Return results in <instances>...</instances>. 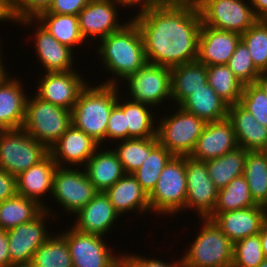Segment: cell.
Instances as JSON below:
<instances>
[{
    "label": "cell",
    "instance_id": "1",
    "mask_svg": "<svg viewBox=\"0 0 267 267\" xmlns=\"http://www.w3.org/2000/svg\"><path fill=\"white\" fill-rule=\"evenodd\" d=\"M137 24L148 63L172 68L197 61L201 15L195 3H157L139 10Z\"/></svg>",
    "mask_w": 267,
    "mask_h": 267
},
{
    "label": "cell",
    "instance_id": "2",
    "mask_svg": "<svg viewBox=\"0 0 267 267\" xmlns=\"http://www.w3.org/2000/svg\"><path fill=\"white\" fill-rule=\"evenodd\" d=\"M98 42L96 51L102 59L101 64L114 75L102 84L119 86L118 81H124L148 63L141 32L132 19L122 29Z\"/></svg>",
    "mask_w": 267,
    "mask_h": 267
},
{
    "label": "cell",
    "instance_id": "3",
    "mask_svg": "<svg viewBox=\"0 0 267 267\" xmlns=\"http://www.w3.org/2000/svg\"><path fill=\"white\" fill-rule=\"evenodd\" d=\"M89 85V86H88ZM118 86L90 84L80 92L78 100L72 108V124L92 137L102 146L106 142L108 119L113 107L117 104V96L121 93Z\"/></svg>",
    "mask_w": 267,
    "mask_h": 267
},
{
    "label": "cell",
    "instance_id": "4",
    "mask_svg": "<svg viewBox=\"0 0 267 267\" xmlns=\"http://www.w3.org/2000/svg\"><path fill=\"white\" fill-rule=\"evenodd\" d=\"M182 257L185 267H232L234 243L208 218Z\"/></svg>",
    "mask_w": 267,
    "mask_h": 267
},
{
    "label": "cell",
    "instance_id": "5",
    "mask_svg": "<svg viewBox=\"0 0 267 267\" xmlns=\"http://www.w3.org/2000/svg\"><path fill=\"white\" fill-rule=\"evenodd\" d=\"M33 95L27 99L22 129L49 149L72 125V112Z\"/></svg>",
    "mask_w": 267,
    "mask_h": 267
},
{
    "label": "cell",
    "instance_id": "6",
    "mask_svg": "<svg viewBox=\"0 0 267 267\" xmlns=\"http://www.w3.org/2000/svg\"><path fill=\"white\" fill-rule=\"evenodd\" d=\"M186 197L185 156H174L164 167L155 188L148 195L150 210L158 215H177V212L185 209Z\"/></svg>",
    "mask_w": 267,
    "mask_h": 267
},
{
    "label": "cell",
    "instance_id": "7",
    "mask_svg": "<svg viewBox=\"0 0 267 267\" xmlns=\"http://www.w3.org/2000/svg\"><path fill=\"white\" fill-rule=\"evenodd\" d=\"M49 154V149L25 130H0V168L17 177Z\"/></svg>",
    "mask_w": 267,
    "mask_h": 267
},
{
    "label": "cell",
    "instance_id": "8",
    "mask_svg": "<svg viewBox=\"0 0 267 267\" xmlns=\"http://www.w3.org/2000/svg\"><path fill=\"white\" fill-rule=\"evenodd\" d=\"M177 108L175 113L158 120L156 137L174 156H189L206 122L180 106Z\"/></svg>",
    "mask_w": 267,
    "mask_h": 267
},
{
    "label": "cell",
    "instance_id": "9",
    "mask_svg": "<svg viewBox=\"0 0 267 267\" xmlns=\"http://www.w3.org/2000/svg\"><path fill=\"white\" fill-rule=\"evenodd\" d=\"M202 24L239 34L246 32L258 19L246 0H197Z\"/></svg>",
    "mask_w": 267,
    "mask_h": 267
},
{
    "label": "cell",
    "instance_id": "10",
    "mask_svg": "<svg viewBox=\"0 0 267 267\" xmlns=\"http://www.w3.org/2000/svg\"><path fill=\"white\" fill-rule=\"evenodd\" d=\"M57 166L52 184V193L56 203L64 211L75 215L86 206L97 194L98 190L87 177L82 168Z\"/></svg>",
    "mask_w": 267,
    "mask_h": 267
},
{
    "label": "cell",
    "instance_id": "11",
    "mask_svg": "<svg viewBox=\"0 0 267 267\" xmlns=\"http://www.w3.org/2000/svg\"><path fill=\"white\" fill-rule=\"evenodd\" d=\"M70 228L60 234L68 244L73 267H119L122 264V256L113 255L112 248L102 240L105 236Z\"/></svg>",
    "mask_w": 267,
    "mask_h": 267
},
{
    "label": "cell",
    "instance_id": "12",
    "mask_svg": "<svg viewBox=\"0 0 267 267\" xmlns=\"http://www.w3.org/2000/svg\"><path fill=\"white\" fill-rule=\"evenodd\" d=\"M131 100L153 106L161 105L164 100H172L171 69L166 66L147 63L135 74L127 77ZM162 102V103H161Z\"/></svg>",
    "mask_w": 267,
    "mask_h": 267
},
{
    "label": "cell",
    "instance_id": "13",
    "mask_svg": "<svg viewBox=\"0 0 267 267\" xmlns=\"http://www.w3.org/2000/svg\"><path fill=\"white\" fill-rule=\"evenodd\" d=\"M185 171L187 177L185 210L194 208L196 216L208 218L215 208L218 189L209 176L206 162L185 156Z\"/></svg>",
    "mask_w": 267,
    "mask_h": 267
},
{
    "label": "cell",
    "instance_id": "14",
    "mask_svg": "<svg viewBox=\"0 0 267 267\" xmlns=\"http://www.w3.org/2000/svg\"><path fill=\"white\" fill-rule=\"evenodd\" d=\"M49 211H44L35 220L7 230L10 265L30 263L35 251L51 236L48 233L46 217L53 219Z\"/></svg>",
    "mask_w": 267,
    "mask_h": 267
},
{
    "label": "cell",
    "instance_id": "15",
    "mask_svg": "<svg viewBox=\"0 0 267 267\" xmlns=\"http://www.w3.org/2000/svg\"><path fill=\"white\" fill-rule=\"evenodd\" d=\"M120 6L123 7L116 0H90L78 14L79 29L85 42H93L98 37L101 40L110 33L119 31L131 20L128 19L125 24L119 22L117 7Z\"/></svg>",
    "mask_w": 267,
    "mask_h": 267
},
{
    "label": "cell",
    "instance_id": "16",
    "mask_svg": "<svg viewBox=\"0 0 267 267\" xmlns=\"http://www.w3.org/2000/svg\"><path fill=\"white\" fill-rule=\"evenodd\" d=\"M77 70L48 72L39 79L35 95L53 105L72 110L87 81ZM85 81V82H84Z\"/></svg>",
    "mask_w": 267,
    "mask_h": 267
},
{
    "label": "cell",
    "instance_id": "17",
    "mask_svg": "<svg viewBox=\"0 0 267 267\" xmlns=\"http://www.w3.org/2000/svg\"><path fill=\"white\" fill-rule=\"evenodd\" d=\"M34 21L37 26H35L33 42L38 61L45 69L44 72H66L76 69H72V65L74 66L73 49L58 42L35 18H25L17 23H20L21 26L27 25V28L28 26L34 28L32 26Z\"/></svg>",
    "mask_w": 267,
    "mask_h": 267
},
{
    "label": "cell",
    "instance_id": "18",
    "mask_svg": "<svg viewBox=\"0 0 267 267\" xmlns=\"http://www.w3.org/2000/svg\"><path fill=\"white\" fill-rule=\"evenodd\" d=\"M99 147L98 142L72 124L49 148V154L57 166L82 168Z\"/></svg>",
    "mask_w": 267,
    "mask_h": 267
},
{
    "label": "cell",
    "instance_id": "19",
    "mask_svg": "<svg viewBox=\"0 0 267 267\" xmlns=\"http://www.w3.org/2000/svg\"><path fill=\"white\" fill-rule=\"evenodd\" d=\"M208 219L233 242L258 234L263 223L267 220V208L253 206L240 210H231L223 213H212Z\"/></svg>",
    "mask_w": 267,
    "mask_h": 267
},
{
    "label": "cell",
    "instance_id": "20",
    "mask_svg": "<svg viewBox=\"0 0 267 267\" xmlns=\"http://www.w3.org/2000/svg\"><path fill=\"white\" fill-rule=\"evenodd\" d=\"M238 147L234 126L226 118L207 122L189 157L208 161L224 155Z\"/></svg>",
    "mask_w": 267,
    "mask_h": 267
},
{
    "label": "cell",
    "instance_id": "21",
    "mask_svg": "<svg viewBox=\"0 0 267 267\" xmlns=\"http://www.w3.org/2000/svg\"><path fill=\"white\" fill-rule=\"evenodd\" d=\"M240 40L241 34L237 32L218 30L201 24L197 61L206 66L227 65Z\"/></svg>",
    "mask_w": 267,
    "mask_h": 267
},
{
    "label": "cell",
    "instance_id": "22",
    "mask_svg": "<svg viewBox=\"0 0 267 267\" xmlns=\"http://www.w3.org/2000/svg\"><path fill=\"white\" fill-rule=\"evenodd\" d=\"M119 217L120 214L115 210L105 192H98L86 206L75 214L76 222L72 227L83 233L104 236L111 231V228H114L112 226Z\"/></svg>",
    "mask_w": 267,
    "mask_h": 267
},
{
    "label": "cell",
    "instance_id": "23",
    "mask_svg": "<svg viewBox=\"0 0 267 267\" xmlns=\"http://www.w3.org/2000/svg\"><path fill=\"white\" fill-rule=\"evenodd\" d=\"M57 168L56 162L52 156L48 154L38 164L31 166L16 177L17 193L29 199L37 201L42 205L45 211H51V208L44 204L41 200L43 195L47 196V192L52 193L53 176Z\"/></svg>",
    "mask_w": 267,
    "mask_h": 267
},
{
    "label": "cell",
    "instance_id": "24",
    "mask_svg": "<svg viewBox=\"0 0 267 267\" xmlns=\"http://www.w3.org/2000/svg\"><path fill=\"white\" fill-rule=\"evenodd\" d=\"M22 86L21 80L9 75L0 82V130L22 128L28 99Z\"/></svg>",
    "mask_w": 267,
    "mask_h": 267
},
{
    "label": "cell",
    "instance_id": "25",
    "mask_svg": "<svg viewBox=\"0 0 267 267\" xmlns=\"http://www.w3.org/2000/svg\"><path fill=\"white\" fill-rule=\"evenodd\" d=\"M228 119L234 126L239 147L246 151H265L267 149V127L261 125L239 103L228 106Z\"/></svg>",
    "mask_w": 267,
    "mask_h": 267
},
{
    "label": "cell",
    "instance_id": "26",
    "mask_svg": "<svg viewBox=\"0 0 267 267\" xmlns=\"http://www.w3.org/2000/svg\"><path fill=\"white\" fill-rule=\"evenodd\" d=\"M105 194L120 216L125 212L138 211V214L142 213V216L147 211L151 212L148 194L141 188L133 174H125L108 188Z\"/></svg>",
    "mask_w": 267,
    "mask_h": 267
},
{
    "label": "cell",
    "instance_id": "27",
    "mask_svg": "<svg viewBox=\"0 0 267 267\" xmlns=\"http://www.w3.org/2000/svg\"><path fill=\"white\" fill-rule=\"evenodd\" d=\"M84 170L99 192H105L126 174L122 163L111 148H98L86 162Z\"/></svg>",
    "mask_w": 267,
    "mask_h": 267
},
{
    "label": "cell",
    "instance_id": "28",
    "mask_svg": "<svg viewBox=\"0 0 267 267\" xmlns=\"http://www.w3.org/2000/svg\"><path fill=\"white\" fill-rule=\"evenodd\" d=\"M179 106L206 123L228 118L229 105L217 95L208 83L189 95Z\"/></svg>",
    "mask_w": 267,
    "mask_h": 267
},
{
    "label": "cell",
    "instance_id": "29",
    "mask_svg": "<svg viewBox=\"0 0 267 267\" xmlns=\"http://www.w3.org/2000/svg\"><path fill=\"white\" fill-rule=\"evenodd\" d=\"M170 69L172 100L177 106L208 83L207 66L198 61L177 65Z\"/></svg>",
    "mask_w": 267,
    "mask_h": 267
},
{
    "label": "cell",
    "instance_id": "30",
    "mask_svg": "<svg viewBox=\"0 0 267 267\" xmlns=\"http://www.w3.org/2000/svg\"><path fill=\"white\" fill-rule=\"evenodd\" d=\"M120 99L122 100L119 94L117 96V105L124 111V115L126 116L128 139L156 137L157 127L154 124H157V120L154 118L153 107L131 99L125 100L122 103Z\"/></svg>",
    "mask_w": 267,
    "mask_h": 267
},
{
    "label": "cell",
    "instance_id": "31",
    "mask_svg": "<svg viewBox=\"0 0 267 267\" xmlns=\"http://www.w3.org/2000/svg\"><path fill=\"white\" fill-rule=\"evenodd\" d=\"M45 211L37 201L16 195L0 202V228L9 230L20 224L35 220Z\"/></svg>",
    "mask_w": 267,
    "mask_h": 267
},
{
    "label": "cell",
    "instance_id": "32",
    "mask_svg": "<svg viewBox=\"0 0 267 267\" xmlns=\"http://www.w3.org/2000/svg\"><path fill=\"white\" fill-rule=\"evenodd\" d=\"M243 176L256 205L267 208V154L247 151Z\"/></svg>",
    "mask_w": 267,
    "mask_h": 267
},
{
    "label": "cell",
    "instance_id": "33",
    "mask_svg": "<svg viewBox=\"0 0 267 267\" xmlns=\"http://www.w3.org/2000/svg\"><path fill=\"white\" fill-rule=\"evenodd\" d=\"M246 156L247 151L238 146L220 157L205 161L209 176L218 190L243 175Z\"/></svg>",
    "mask_w": 267,
    "mask_h": 267
},
{
    "label": "cell",
    "instance_id": "34",
    "mask_svg": "<svg viewBox=\"0 0 267 267\" xmlns=\"http://www.w3.org/2000/svg\"><path fill=\"white\" fill-rule=\"evenodd\" d=\"M58 42L71 49L85 43L79 29L78 16L39 14L35 18Z\"/></svg>",
    "mask_w": 267,
    "mask_h": 267
},
{
    "label": "cell",
    "instance_id": "35",
    "mask_svg": "<svg viewBox=\"0 0 267 267\" xmlns=\"http://www.w3.org/2000/svg\"><path fill=\"white\" fill-rule=\"evenodd\" d=\"M112 150L122 163L126 174H133L146 160L150 152L159 144L157 137L130 138L118 142Z\"/></svg>",
    "mask_w": 267,
    "mask_h": 267
},
{
    "label": "cell",
    "instance_id": "36",
    "mask_svg": "<svg viewBox=\"0 0 267 267\" xmlns=\"http://www.w3.org/2000/svg\"><path fill=\"white\" fill-rule=\"evenodd\" d=\"M207 82L228 105L239 103L244 84L227 65L207 66Z\"/></svg>",
    "mask_w": 267,
    "mask_h": 267
},
{
    "label": "cell",
    "instance_id": "37",
    "mask_svg": "<svg viewBox=\"0 0 267 267\" xmlns=\"http://www.w3.org/2000/svg\"><path fill=\"white\" fill-rule=\"evenodd\" d=\"M33 267H73L66 239L61 234L51 235L34 253Z\"/></svg>",
    "mask_w": 267,
    "mask_h": 267
},
{
    "label": "cell",
    "instance_id": "38",
    "mask_svg": "<svg viewBox=\"0 0 267 267\" xmlns=\"http://www.w3.org/2000/svg\"><path fill=\"white\" fill-rule=\"evenodd\" d=\"M256 206L250 195L244 176H238L224 188L218 190L217 202L213 213H223Z\"/></svg>",
    "mask_w": 267,
    "mask_h": 267
},
{
    "label": "cell",
    "instance_id": "39",
    "mask_svg": "<svg viewBox=\"0 0 267 267\" xmlns=\"http://www.w3.org/2000/svg\"><path fill=\"white\" fill-rule=\"evenodd\" d=\"M174 157L164 146L158 144L142 165L133 173L141 188L149 195L156 186L161 172Z\"/></svg>",
    "mask_w": 267,
    "mask_h": 267
},
{
    "label": "cell",
    "instance_id": "40",
    "mask_svg": "<svg viewBox=\"0 0 267 267\" xmlns=\"http://www.w3.org/2000/svg\"><path fill=\"white\" fill-rule=\"evenodd\" d=\"M255 67L267 73V20H257L246 32L241 34Z\"/></svg>",
    "mask_w": 267,
    "mask_h": 267
},
{
    "label": "cell",
    "instance_id": "41",
    "mask_svg": "<svg viewBox=\"0 0 267 267\" xmlns=\"http://www.w3.org/2000/svg\"><path fill=\"white\" fill-rule=\"evenodd\" d=\"M264 259L259 233L234 243L232 267H257Z\"/></svg>",
    "mask_w": 267,
    "mask_h": 267
},
{
    "label": "cell",
    "instance_id": "42",
    "mask_svg": "<svg viewBox=\"0 0 267 267\" xmlns=\"http://www.w3.org/2000/svg\"><path fill=\"white\" fill-rule=\"evenodd\" d=\"M227 66L245 85L255 83L261 72L255 67L246 44L240 40Z\"/></svg>",
    "mask_w": 267,
    "mask_h": 267
},
{
    "label": "cell",
    "instance_id": "43",
    "mask_svg": "<svg viewBox=\"0 0 267 267\" xmlns=\"http://www.w3.org/2000/svg\"><path fill=\"white\" fill-rule=\"evenodd\" d=\"M239 104L267 127V95L256 83L243 86Z\"/></svg>",
    "mask_w": 267,
    "mask_h": 267
},
{
    "label": "cell",
    "instance_id": "44",
    "mask_svg": "<svg viewBox=\"0 0 267 267\" xmlns=\"http://www.w3.org/2000/svg\"><path fill=\"white\" fill-rule=\"evenodd\" d=\"M54 0H13V11L17 21L25 18H36L47 11Z\"/></svg>",
    "mask_w": 267,
    "mask_h": 267
},
{
    "label": "cell",
    "instance_id": "45",
    "mask_svg": "<svg viewBox=\"0 0 267 267\" xmlns=\"http://www.w3.org/2000/svg\"><path fill=\"white\" fill-rule=\"evenodd\" d=\"M112 139L126 140L128 139V127H126V116L124 111L116 104L109 116L106 129V141Z\"/></svg>",
    "mask_w": 267,
    "mask_h": 267
},
{
    "label": "cell",
    "instance_id": "46",
    "mask_svg": "<svg viewBox=\"0 0 267 267\" xmlns=\"http://www.w3.org/2000/svg\"><path fill=\"white\" fill-rule=\"evenodd\" d=\"M122 256V264L125 267H185L183 259L180 258L174 263L171 264L162 261L159 258H146L140 255L134 254H121ZM161 260V261H160Z\"/></svg>",
    "mask_w": 267,
    "mask_h": 267
},
{
    "label": "cell",
    "instance_id": "47",
    "mask_svg": "<svg viewBox=\"0 0 267 267\" xmlns=\"http://www.w3.org/2000/svg\"><path fill=\"white\" fill-rule=\"evenodd\" d=\"M90 0H54L47 11L40 14L75 15L84 9Z\"/></svg>",
    "mask_w": 267,
    "mask_h": 267
},
{
    "label": "cell",
    "instance_id": "48",
    "mask_svg": "<svg viewBox=\"0 0 267 267\" xmlns=\"http://www.w3.org/2000/svg\"><path fill=\"white\" fill-rule=\"evenodd\" d=\"M16 177L0 168V202L16 196Z\"/></svg>",
    "mask_w": 267,
    "mask_h": 267
},
{
    "label": "cell",
    "instance_id": "49",
    "mask_svg": "<svg viewBox=\"0 0 267 267\" xmlns=\"http://www.w3.org/2000/svg\"><path fill=\"white\" fill-rule=\"evenodd\" d=\"M10 266L7 230L0 228V267Z\"/></svg>",
    "mask_w": 267,
    "mask_h": 267
},
{
    "label": "cell",
    "instance_id": "50",
    "mask_svg": "<svg viewBox=\"0 0 267 267\" xmlns=\"http://www.w3.org/2000/svg\"><path fill=\"white\" fill-rule=\"evenodd\" d=\"M18 22L13 11V0H0V22Z\"/></svg>",
    "mask_w": 267,
    "mask_h": 267
},
{
    "label": "cell",
    "instance_id": "51",
    "mask_svg": "<svg viewBox=\"0 0 267 267\" xmlns=\"http://www.w3.org/2000/svg\"><path fill=\"white\" fill-rule=\"evenodd\" d=\"M258 20H267V0H248Z\"/></svg>",
    "mask_w": 267,
    "mask_h": 267
},
{
    "label": "cell",
    "instance_id": "52",
    "mask_svg": "<svg viewBox=\"0 0 267 267\" xmlns=\"http://www.w3.org/2000/svg\"><path fill=\"white\" fill-rule=\"evenodd\" d=\"M118 1L120 4H122L123 6H128V8L130 7H134V6H138L140 7L139 10L145 9L149 6H153L157 3H160L158 0H116Z\"/></svg>",
    "mask_w": 267,
    "mask_h": 267
},
{
    "label": "cell",
    "instance_id": "53",
    "mask_svg": "<svg viewBox=\"0 0 267 267\" xmlns=\"http://www.w3.org/2000/svg\"><path fill=\"white\" fill-rule=\"evenodd\" d=\"M259 235L264 256L267 258V220L263 223Z\"/></svg>",
    "mask_w": 267,
    "mask_h": 267
},
{
    "label": "cell",
    "instance_id": "54",
    "mask_svg": "<svg viewBox=\"0 0 267 267\" xmlns=\"http://www.w3.org/2000/svg\"><path fill=\"white\" fill-rule=\"evenodd\" d=\"M267 95V73H261L255 82Z\"/></svg>",
    "mask_w": 267,
    "mask_h": 267
},
{
    "label": "cell",
    "instance_id": "55",
    "mask_svg": "<svg viewBox=\"0 0 267 267\" xmlns=\"http://www.w3.org/2000/svg\"><path fill=\"white\" fill-rule=\"evenodd\" d=\"M1 44V43H0ZM1 46V45H0ZM1 49V48H0ZM2 52H1V50H0V82L1 81H3L8 75H9V73L7 72V70L5 71V65H4V63H3V61H4V59H2V58H4L3 57V55L1 54ZM8 73V74H7Z\"/></svg>",
    "mask_w": 267,
    "mask_h": 267
},
{
    "label": "cell",
    "instance_id": "56",
    "mask_svg": "<svg viewBox=\"0 0 267 267\" xmlns=\"http://www.w3.org/2000/svg\"><path fill=\"white\" fill-rule=\"evenodd\" d=\"M160 3H195L197 0H158Z\"/></svg>",
    "mask_w": 267,
    "mask_h": 267
},
{
    "label": "cell",
    "instance_id": "57",
    "mask_svg": "<svg viewBox=\"0 0 267 267\" xmlns=\"http://www.w3.org/2000/svg\"><path fill=\"white\" fill-rule=\"evenodd\" d=\"M9 267H33L32 263L11 264Z\"/></svg>",
    "mask_w": 267,
    "mask_h": 267
},
{
    "label": "cell",
    "instance_id": "58",
    "mask_svg": "<svg viewBox=\"0 0 267 267\" xmlns=\"http://www.w3.org/2000/svg\"><path fill=\"white\" fill-rule=\"evenodd\" d=\"M257 267H267V258H265Z\"/></svg>",
    "mask_w": 267,
    "mask_h": 267
}]
</instances>
